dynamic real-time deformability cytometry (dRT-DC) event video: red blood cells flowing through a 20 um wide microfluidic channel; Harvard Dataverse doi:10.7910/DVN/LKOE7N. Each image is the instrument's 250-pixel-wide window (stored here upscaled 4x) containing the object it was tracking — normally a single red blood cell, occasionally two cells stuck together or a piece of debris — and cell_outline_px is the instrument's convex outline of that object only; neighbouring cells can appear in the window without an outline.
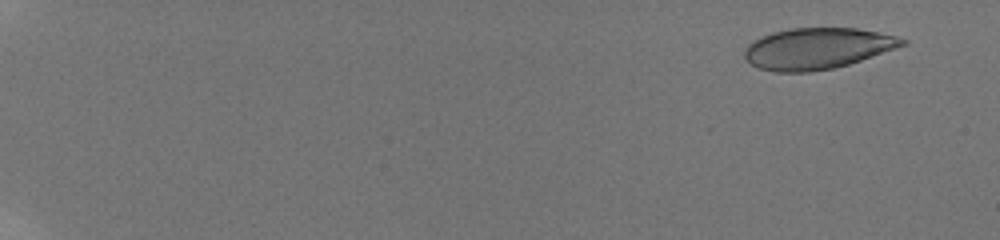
{"species": "human", "species_latin": "Homo sapiens", "temperature_condition": "room temperature", "stored_images_in_passage": 11, "camera_frame_rate_fps": 3000, "um_per_image_px": 0.085, "donor": {"sex": "male"}, "frame": {"image": 1, "passage_image": 2, "time_ms": 1.0, "image_size_px": [1000, 240], "cell_outline_px": [[908, 44], [848, 64], [832, 68], [808, 72], [776, 72], [760, 68], [752, 64], [744, 56], [744, 48], [748, 44], [772, 32], [792, 28], [856, 28], [896, 36], [908, 40]], "centroid_in_image_um": [69.48, 4.12], "position_along_channel_um": 15.5, "area_um2": 37.45}}
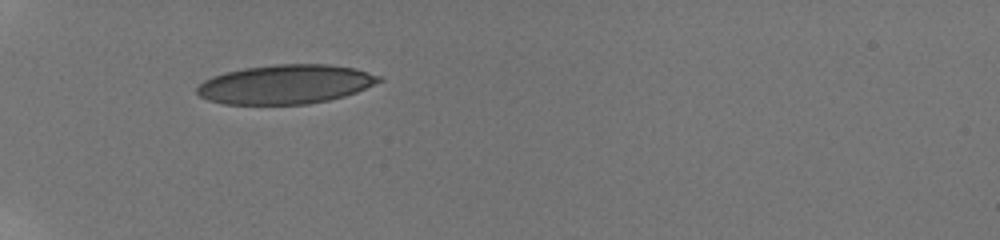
{"frame": {"image": 2, "passage_image": 10, "time_ms": 7.0, "image_size_px": [1000, 240], "cell_outline_px": [[384, 80], [356, 92], [344, 96], [328, 100], [308, 104], [224, 104], [208, 100], [200, 96], [196, 92], [196, 88], [204, 80], [212, 76], [244, 68], [276, 64], [332, 64], [356, 68], [380, 76]], "centroid_in_image_um": [24.29, 7.16], "position_along_channel_um": 60.7, "area_um2": 41.56}}